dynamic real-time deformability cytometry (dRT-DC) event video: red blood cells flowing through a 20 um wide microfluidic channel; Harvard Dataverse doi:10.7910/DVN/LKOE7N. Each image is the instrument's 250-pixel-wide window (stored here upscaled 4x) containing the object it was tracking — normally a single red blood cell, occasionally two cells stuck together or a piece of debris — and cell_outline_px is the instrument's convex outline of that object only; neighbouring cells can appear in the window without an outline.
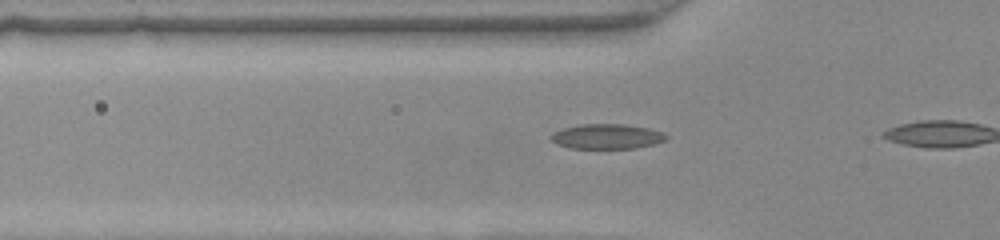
{"species": "common noctule bat (a hibernating species)", "species_latin": "Nyctalus noctula", "temperature_condition": "warm", "stored_images_in_passage": 6, "camera_frame_rate_fps": 3000, "um_per_image_px": 0.085, "animal": {"sex": "female", "body_mass_g": 22.0, "forearm_length_mm": 56.7}, "frame": {"image": 1, "passage_image": 4, "time_ms": 1.0, "image_size_px": [1000, 240], "cell_outline_px": [[668, 136], [664, 140], [652, 144], [636, 148], [572, 148], [556, 144], [548, 136], [552, 132], [564, 128], [580, 124], [624, 124], [648, 128], [660, 132]], "centroid_in_image_um": [51.52, 11.59], "position_along_channel_um": 74.3, "area_um2": 16.59}}